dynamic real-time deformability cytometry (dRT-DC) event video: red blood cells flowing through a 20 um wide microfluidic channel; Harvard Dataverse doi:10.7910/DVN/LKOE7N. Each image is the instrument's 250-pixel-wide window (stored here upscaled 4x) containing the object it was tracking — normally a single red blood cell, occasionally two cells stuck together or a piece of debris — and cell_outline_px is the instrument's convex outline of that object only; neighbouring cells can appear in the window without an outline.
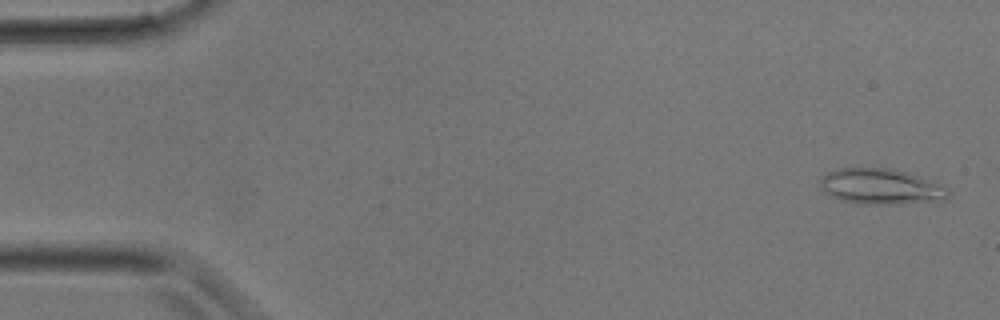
{"species": "common noctule bat (a hibernating species)", "species_latin": "Nyctalus noctula", "temperature_condition": "room temperature", "stored_images_in_passage": 33, "camera_frame_rate_fps": 3000, "um_per_image_px": 0.085, "animal": {"sex": "male", "body_mass_g": 17.9}, "frame": {"image": 1, "passage_image": 1, "time_ms": 0.0, "image_size_px": [1000, 320], "cell_outline_px": [[948, 200], [888, 204], [868, 204], [840, 200], [824, 192], [820, 184], [820, 180], [828, 172], [840, 168], [888, 168], [904, 172], [928, 180], [948, 192]], "centroid_in_image_um": [74.8, 15.86], "position_along_channel_um": 10.2, "area_um2": 25.78}}
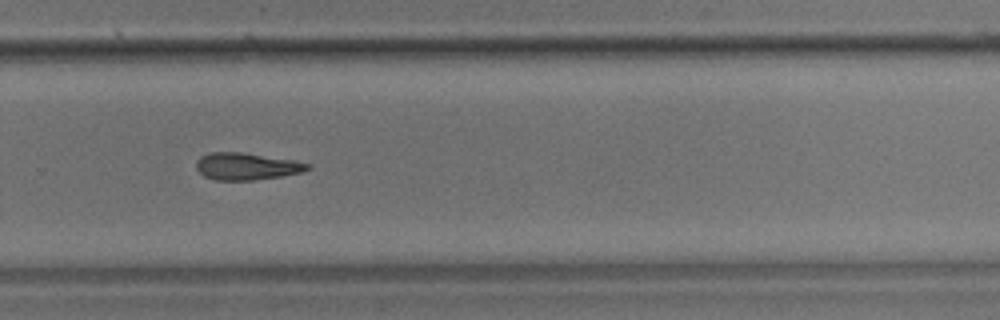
{"frame": {"image": 2, "passage_image": 22, "time_ms": 7.0, "image_size_px": [1000, 320], "cell_outline_px": [[312, 168], [300, 172], [280, 176], [252, 180], [216, 180], [204, 176], [196, 168], [196, 160], [200, 156], [208, 152], [244, 152], [292, 160], [312, 164]], "centroid_in_image_um": [20.93, 14.12], "position_along_channel_um": 308.9, "area_um2": 17.57}}
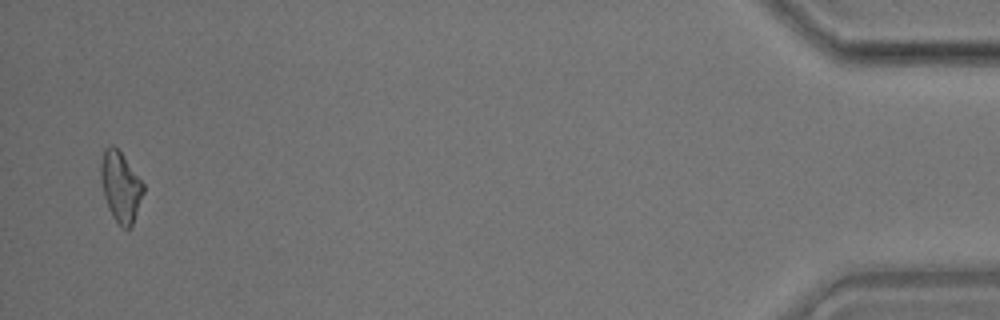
{"frame": {"image": 3, "passage_image": 32, "time_ms": 10.333, "image_size_px": [1000, 320], "cell_outline_px": [[144, 192], [132, 228], [120, 228], [112, 216], [108, 208], [104, 196], [100, 180], [100, 164], [104, 148], [108, 144], [112, 144], [120, 152], [144, 184]], "centroid_in_image_um": [10.23, 15.9], "position_along_channel_um": 425.0, "area_um2": 17.63}}